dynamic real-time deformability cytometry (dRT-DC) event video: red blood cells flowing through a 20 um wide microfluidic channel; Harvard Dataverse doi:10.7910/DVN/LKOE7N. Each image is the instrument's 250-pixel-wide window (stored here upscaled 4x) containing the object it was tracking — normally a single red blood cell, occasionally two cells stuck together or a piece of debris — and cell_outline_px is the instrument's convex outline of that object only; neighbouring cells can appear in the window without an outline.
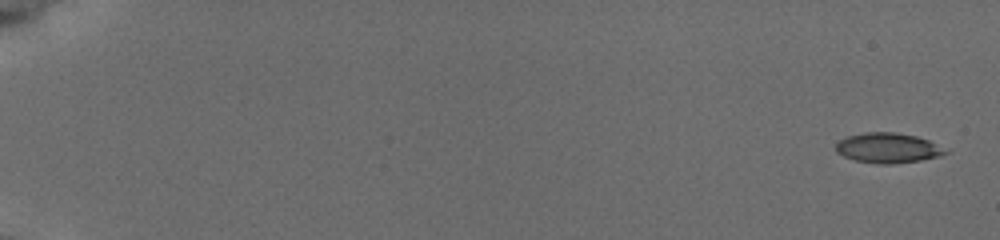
{"species": "common noctule bat (a hibernating species)", "species_latin": "Nyctalus noctula", "temperature_condition": "cold", "stored_images_in_passage": 14, "camera_frame_rate_fps": 3000, "um_per_image_px": 0.085, "animal": {"sex": "female", "body_mass_g": 19.5, "forearm_length_mm": 54.1}, "frame": {"image": 1, "passage_image": 1, "time_ms": 0.0, "image_size_px": [1000, 240], "cell_outline_px": [[948, 152], [940, 156], [920, 160], [888, 164], [880, 164], [856, 160], [844, 156], [836, 152], [836, 144], [840, 140], [848, 136], [868, 132], [896, 132], [916, 136], [928, 140]], "centroid_in_image_um": [75.44, 12.57], "position_along_channel_um": 9.6, "area_um2": 18.79}}
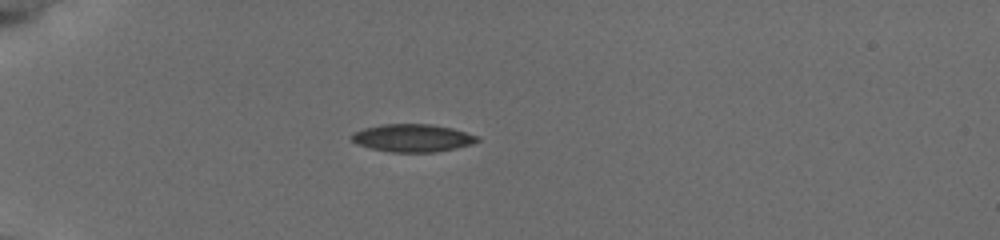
{"frame": {"image": 2, "passage_image": 12, "time_ms": 5.333, "image_size_px": [1000, 240], "cell_outline_px": [[480, 140], [472, 144], [456, 148], [432, 152], [392, 152], [372, 148], [356, 144], [352, 140], [352, 132], [364, 128], [384, 124], [428, 124], [452, 128], [480, 136]], "centroid_in_image_um": [35.09, 11.72], "position_along_channel_um": 49.9, "area_um2": 20.23}}
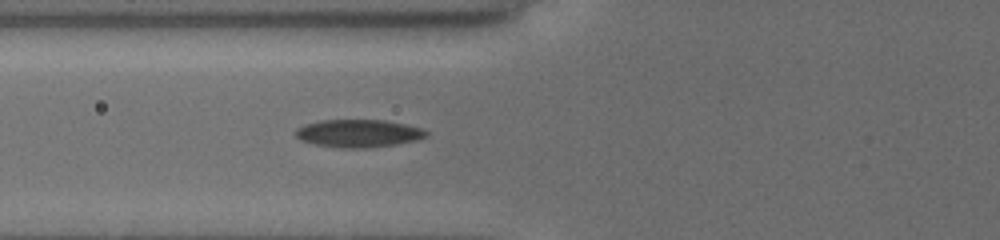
{"frame": {"image": 3, "passage_image": 14, "time_ms": 7.333, "image_size_px": [1000, 240], "cell_outline_px": [[428, 136], [416, 140], [396, 144], [364, 148], [340, 148], [316, 144], [300, 140], [296, 136], [296, 128], [304, 124], [320, 120], [384, 120], [404, 124], [420, 128], [428, 132]], "centroid_in_image_um": [30.45, 11.33], "position_along_channel_um": 95.4, "area_um2": 21.04}}